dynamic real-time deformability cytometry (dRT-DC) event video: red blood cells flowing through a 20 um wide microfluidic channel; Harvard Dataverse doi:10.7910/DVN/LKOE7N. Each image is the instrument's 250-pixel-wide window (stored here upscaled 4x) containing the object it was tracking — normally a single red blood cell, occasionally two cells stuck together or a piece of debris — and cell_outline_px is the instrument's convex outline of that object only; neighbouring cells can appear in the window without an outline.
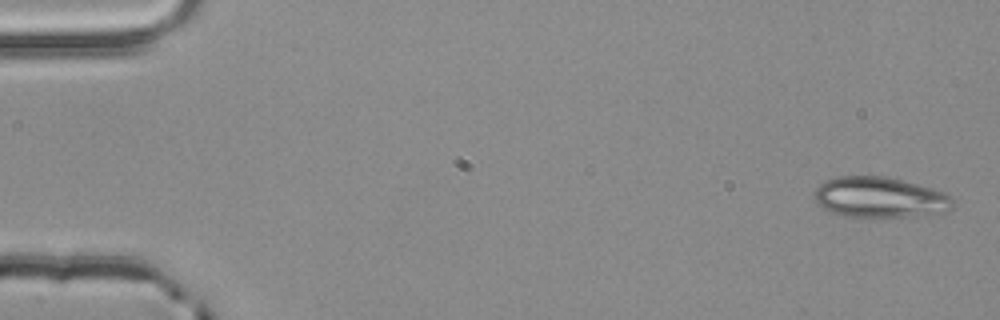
{"species": "common noctule bat (a hibernating species)", "species_latin": "Nyctalus noctula", "temperature_condition": "room temperature", "stored_images_in_passage": 3, "camera_frame_rate_fps": 3000, "um_per_image_px": 0.085, "animal": {"sex": "male", "body_mass_g": 20.4}, "frame": {"image": 1, "passage_image": 1, "time_ms": 0.0, "image_size_px": [1000, 320], "cell_outline_px": [[952, 208], [944, 212], [912, 216], [844, 216], [832, 212], [824, 208], [816, 200], [816, 188], [820, 184], [836, 176], [888, 176], [904, 180], [932, 188], [944, 192], [952, 200]], "centroid_in_image_um": [74.8, 16.75], "position_along_channel_um": 10.2, "area_um2": 32.31}}